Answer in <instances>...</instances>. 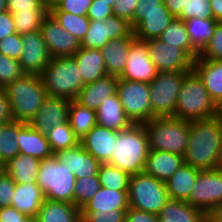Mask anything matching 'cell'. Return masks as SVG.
<instances>
[{"label": "cell", "mask_w": 222, "mask_h": 222, "mask_svg": "<svg viewBox=\"0 0 222 222\" xmlns=\"http://www.w3.org/2000/svg\"><path fill=\"white\" fill-rule=\"evenodd\" d=\"M222 120L210 119L190 121V130L184 163L199 170L222 167Z\"/></svg>", "instance_id": "6da1fadb"}, {"label": "cell", "mask_w": 222, "mask_h": 222, "mask_svg": "<svg viewBox=\"0 0 222 222\" xmlns=\"http://www.w3.org/2000/svg\"><path fill=\"white\" fill-rule=\"evenodd\" d=\"M150 151L147 133L143 124H132L117 132L111 159L107 162L130 176L144 171Z\"/></svg>", "instance_id": "7a4b0ae2"}, {"label": "cell", "mask_w": 222, "mask_h": 222, "mask_svg": "<svg viewBox=\"0 0 222 222\" xmlns=\"http://www.w3.org/2000/svg\"><path fill=\"white\" fill-rule=\"evenodd\" d=\"M8 97L13 119L29 123L48 96L40 75L25 74L3 88Z\"/></svg>", "instance_id": "3957f363"}, {"label": "cell", "mask_w": 222, "mask_h": 222, "mask_svg": "<svg viewBox=\"0 0 222 222\" xmlns=\"http://www.w3.org/2000/svg\"><path fill=\"white\" fill-rule=\"evenodd\" d=\"M40 76L50 97L73 101L84 86L82 74L73 56L51 58Z\"/></svg>", "instance_id": "277c9868"}, {"label": "cell", "mask_w": 222, "mask_h": 222, "mask_svg": "<svg viewBox=\"0 0 222 222\" xmlns=\"http://www.w3.org/2000/svg\"><path fill=\"white\" fill-rule=\"evenodd\" d=\"M150 150L166 151L184 156L190 121L172 116L155 117L143 123Z\"/></svg>", "instance_id": "5b68a950"}, {"label": "cell", "mask_w": 222, "mask_h": 222, "mask_svg": "<svg viewBox=\"0 0 222 222\" xmlns=\"http://www.w3.org/2000/svg\"><path fill=\"white\" fill-rule=\"evenodd\" d=\"M217 116V106L208 95L202 79L192 70L183 80L174 117L183 120L210 119Z\"/></svg>", "instance_id": "8992f818"}, {"label": "cell", "mask_w": 222, "mask_h": 222, "mask_svg": "<svg viewBox=\"0 0 222 222\" xmlns=\"http://www.w3.org/2000/svg\"><path fill=\"white\" fill-rule=\"evenodd\" d=\"M75 181L74 174L55 154L41 160L36 184L42 189L46 199L74 204Z\"/></svg>", "instance_id": "52a82bcc"}, {"label": "cell", "mask_w": 222, "mask_h": 222, "mask_svg": "<svg viewBox=\"0 0 222 222\" xmlns=\"http://www.w3.org/2000/svg\"><path fill=\"white\" fill-rule=\"evenodd\" d=\"M128 200L129 207L158 215L170 198L165 182L142 172L130 176Z\"/></svg>", "instance_id": "ba28073f"}, {"label": "cell", "mask_w": 222, "mask_h": 222, "mask_svg": "<svg viewBox=\"0 0 222 222\" xmlns=\"http://www.w3.org/2000/svg\"><path fill=\"white\" fill-rule=\"evenodd\" d=\"M189 72H158L149 83L153 118L174 117L181 85Z\"/></svg>", "instance_id": "9c48e42d"}, {"label": "cell", "mask_w": 222, "mask_h": 222, "mask_svg": "<svg viewBox=\"0 0 222 222\" xmlns=\"http://www.w3.org/2000/svg\"><path fill=\"white\" fill-rule=\"evenodd\" d=\"M116 93L126 116L133 124H143L153 118L149 83L118 77Z\"/></svg>", "instance_id": "30bf717a"}, {"label": "cell", "mask_w": 222, "mask_h": 222, "mask_svg": "<svg viewBox=\"0 0 222 222\" xmlns=\"http://www.w3.org/2000/svg\"><path fill=\"white\" fill-rule=\"evenodd\" d=\"M187 203L205 214L222 203V167L199 171Z\"/></svg>", "instance_id": "8fae6325"}, {"label": "cell", "mask_w": 222, "mask_h": 222, "mask_svg": "<svg viewBox=\"0 0 222 222\" xmlns=\"http://www.w3.org/2000/svg\"><path fill=\"white\" fill-rule=\"evenodd\" d=\"M151 61L158 72L193 70V59L181 48L167 45L159 38L145 41Z\"/></svg>", "instance_id": "7c38bea8"}, {"label": "cell", "mask_w": 222, "mask_h": 222, "mask_svg": "<svg viewBox=\"0 0 222 222\" xmlns=\"http://www.w3.org/2000/svg\"><path fill=\"white\" fill-rule=\"evenodd\" d=\"M134 37L131 24L122 18L112 15L104 22L90 20L89 29L80 42L81 47L102 49L110 40Z\"/></svg>", "instance_id": "4fadbf2b"}, {"label": "cell", "mask_w": 222, "mask_h": 222, "mask_svg": "<svg viewBox=\"0 0 222 222\" xmlns=\"http://www.w3.org/2000/svg\"><path fill=\"white\" fill-rule=\"evenodd\" d=\"M40 31L51 58L73 56L80 48L77 38L65 30L49 13Z\"/></svg>", "instance_id": "5bb4252c"}, {"label": "cell", "mask_w": 222, "mask_h": 222, "mask_svg": "<svg viewBox=\"0 0 222 222\" xmlns=\"http://www.w3.org/2000/svg\"><path fill=\"white\" fill-rule=\"evenodd\" d=\"M157 73L158 71L149 57L145 41L134 37L130 42L125 68L119 77L131 81L150 83Z\"/></svg>", "instance_id": "9a60e30c"}, {"label": "cell", "mask_w": 222, "mask_h": 222, "mask_svg": "<svg viewBox=\"0 0 222 222\" xmlns=\"http://www.w3.org/2000/svg\"><path fill=\"white\" fill-rule=\"evenodd\" d=\"M20 65L26 74L40 75L51 60L40 30L21 35Z\"/></svg>", "instance_id": "2e32d148"}, {"label": "cell", "mask_w": 222, "mask_h": 222, "mask_svg": "<svg viewBox=\"0 0 222 222\" xmlns=\"http://www.w3.org/2000/svg\"><path fill=\"white\" fill-rule=\"evenodd\" d=\"M70 102L65 98L47 96L29 124L46 135L52 127L68 121Z\"/></svg>", "instance_id": "e0dca14e"}, {"label": "cell", "mask_w": 222, "mask_h": 222, "mask_svg": "<svg viewBox=\"0 0 222 222\" xmlns=\"http://www.w3.org/2000/svg\"><path fill=\"white\" fill-rule=\"evenodd\" d=\"M55 156L61 163L66 164L76 179L98 176L101 163L87 152L80 143L72 148L57 152Z\"/></svg>", "instance_id": "ac0fdd59"}, {"label": "cell", "mask_w": 222, "mask_h": 222, "mask_svg": "<svg viewBox=\"0 0 222 222\" xmlns=\"http://www.w3.org/2000/svg\"><path fill=\"white\" fill-rule=\"evenodd\" d=\"M116 136V131L97 124L80 140V144L100 163H107L111 159Z\"/></svg>", "instance_id": "d6986e66"}, {"label": "cell", "mask_w": 222, "mask_h": 222, "mask_svg": "<svg viewBox=\"0 0 222 222\" xmlns=\"http://www.w3.org/2000/svg\"><path fill=\"white\" fill-rule=\"evenodd\" d=\"M19 154L30 155L44 160L54 155L47 136L36 131L29 123L18 121Z\"/></svg>", "instance_id": "ffe728a7"}, {"label": "cell", "mask_w": 222, "mask_h": 222, "mask_svg": "<svg viewBox=\"0 0 222 222\" xmlns=\"http://www.w3.org/2000/svg\"><path fill=\"white\" fill-rule=\"evenodd\" d=\"M117 84V76L107 75L97 79L93 83L84 85L75 101L83 107L96 111L106 98L116 94Z\"/></svg>", "instance_id": "44dd1931"}, {"label": "cell", "mask_w": 222, "mask_h": 222, "mask_svg": "<svg viewBox=\"0 0 222 222\" xmlns=\"http://www.w3.org/2000/svg\"><path fill=\"white\" fill-rule=\"evenodd\" d=\"M193 70L202 79L215 105H220L222 103V61L197 57L193 61Z\"/></svg>", "instance_id": "7402d4cb"}, {"label": "cell", "mask_w": 222, "mask_h": 222, "mask_svg": "<svg viewBox=\"0 0 222 222\" xmlns=\"http://www.w3.org/2000/svg\"><path fill=\"white\" fill-rule=\"evenodd\" d=\"M183 163L184 158L181 155L150 150L143 172L162 182H166Z\"/></svg>", "instance_id": "603a6c76"}, {"label": "cell", "mask_w": 222, "mask_h": 222, "mask_svg": "<svg viewBox=\"0 0 222 222\" xmlns=\"http://www.w3.org/2000/svg\"><path fill=\"white\" fill-rule=\"evenodd\" d=\"M98 125L116 132L129 128L133 123L126 116L118 94L106 98L96 110Z\"/></svg>", "instance_id": "cb8c5ba5"}, {"label": "cell", "mask_w": 222, "mask_h": 222, "mask_svg": "<svg viewBox=\"0 0 222 222\" xmlns=\"http://www.w3.org/2000/svg\"><path fill=\"white\" fill-rule=\"evenodd\" d=\"M45 199L42 189L36 183L16 184L11 206L26 216L36 218Z\"/></svg>", "instance_id": "d4e9b609"}, {"label": "cell", "mask_w": 222, "mask_h": 222, "mask_svg": "<svg viewBox=\"0 0 222 222\" xmlns=\"http://www.w3.org/2000/svg\"><path fill=\"white\" fill-rule=\"evenodd\" d=\"M73 57L79 66L84 85L108 75L99 49L81 47Z\"/></svg>", "instance_id": "484cf974"}, {"label": "cell", "mask_w": 222, "mask_h": 222, "mask_svg": "<svg viewBox=\"0 0 222 222\" xmlns=\"http://www.w3.org/2000/svg\"><path fill=\"white\" fill-rule=\"evenodd\" d=\"M133 38L112 39L100 49L108 75L119 77L123 73L128 58L130 42Z\"/></svg>", "instance_id": "4316f807"}, {"label": "cell", "mask_w": 222, "mask_h": 222, "mask_svg": "<svg viewBox=\"0 0 222 222\" xmlns=\"http://www.w3.org/2000/svg\"><path fill=\"white\" fill-rule=\"evenodd\" d=\"M199 171V169L183 163L165 182L169 198L187 202Z\"/></svg>", "instance_id": "83f0119b"}, {"label": "cell", "mask_w": 222, "mask_h": 222, "mask_svg": "<svg viewBox=\"0 0 222 222\" xmlns=\"http://www.w3.org/2000/svg\"><path fill=\"white\" fill-rule=\"evenodd\" d=\"M41 160L30 155L18 154L3 165L16 184L36 183Z\"/></svg>", "instance_id": "f1b7e54d"}, {"label": "cell", "mask_w": 222, "mask_h": 222, "mask_svg": "<svg viewBox=\"0 0 222 222\" xmlns=\"http://www.w3.org/2000/svg\"><path fill=\"white\" fill-rule=\"evenodd\" d=\"M174 19L169 11L141 13V22L133 29L134 37L144 41L159 38Z\"/></svg>", "instance_id": "f546056e"}, {"label": "cell", "mask_w": 222, "mask_h": 222, "mask_svg": "<svg viewBox=\"0 0 222 222\" xmlns=\"http://www.w3.org/2000/svg\"><path fill=\"white\" fill-rule=\"evenodd\" d=\"M128 191H117L101 187L80 211L110 212L128 210Z\"/></svg>", "instance_id": "4dcf8cb0"}, {"label": "cell", "mask_w": 222, "mask_h": 222, "mask_svg": "<svg viewBox=\"0 0 222 222\" xmlns=\"http://www.w3.org/2000/svg\"><path fill=\"white\" fill-rule=\"evenodd\" d=\"M37 222H82L81 211L72 203L45 199L37 214Z\"/></svg>", "instance_id": "1f68e13d"}, {"label": "cell", "mask_w": 222, "mask_h": 222, "mask_svg": "<svg viewBox=\"0 0 222 222\" xmlns=\"http://www.w3.org/2000/svg\"><path fill=\"white\" fill-rule=\"evenodd\" d=\"M159 222H202L206 214L185 201L169 200L158 213Z\"/></svg>", "instance_id": "d6a6232c"}, {"label": "cell", "mask_w": 222, "mask_h": 222, "mask_svg": "<svg viewBox=\"0 0 222 222\" xmlns=\"http://www.w3.org/2000/svg\"><path fill=\"white\" fill-rule=\"evenodd\" d=\"M167 45L183 49L193 60L199 56V52L192 46L185 21L175 18L159 37Z\"/></svg>", "instance_id": "836d02e7"}, {"label": "cell", "mask_w": 222, "mask_h": 222, "mask_svg": "<svg viewBox=\"0 0 222 222\" xmlns=\"http://www.w3.org/2000/svg\"><path fill=\"white\" fill-rule=\"evenodd\" d=\"M68 121L74 135L79 141L94 127L96 122V111L81 106L75 100L70 102Z\"/></svg>", "instance_id": "e575fe53"}, {"label": "cell", "mask_w": 222, "mask_h": 222, "mask_svg": "<svg viewBox=\"0 0 222 222\" xmlns=\"http://www.w3.org/2000/svg\"><path fill=\"white\" fill-rule=\"evenodd\" d=\"M185 25L192 46L200 53L211 40L217 21L210 18H190L185 21Z\"/></svg>", "instance_id": "d590c367"}, {"label": "cell", "mask_w": 222, "mask_h": 222, "mask_svg": "<svg viewBox=\"0 0 222 222\" xmlns=\"http://www.w3.org/2000/svg\"><path fill=\"white\" fill-rule=\"evenodd\" d=\"M18 121L4 123L0 130V163L4 165L19 154Z\"/></svg>", "instance_id": "8d00e7d4"}, {"label": "cell", "mask_w": 222, "mask_h": 222, "mask_svg": "<svg viewBox=\"0 0 222 222\" xmlns=\"http://www.w3.org/2000/svg\"><path fill=\"white\" fill-rule=\"evenodd\" d=\"M49 13L61 27L73 34L79 42L83 40L90 26V20L87 16L73 15L61 10H49Z\"/></svg>", "instance_id": "74e56055"}, {"label": "cell", "mask_w": 222, "mask_h": 222, "mask_svg": "<svg viewBox=\"0 0 222 222\" xmlns=\"http://www.w3.org/2000/svg\"><path fill=\"white\" fill-rule=\"evenodd\" d=\"M12 14L17 34L23 35L40 30L44 18L49 14V8H35L32 12H10Z\"/></svg>", "instance_id": "f35d334b"}, {"label": "cell", "mask_w": 222, "mask_h": 222, "mask_svg": "<svg viewBox=\"0 0 222 222\" xmlns=\"http://www.w3.org/2000/svg\"><path fill=\"white\" fill-rule=\"evenodd\" d=\"M98 177L101 187L128 191L130 175L108 163H101L98 169Z\"/></svg>", "instance_id": "ab89813d"}, {"label": "cell", "mask_w": 222, "mask_h": 222, "mask_svg": "<svg viewBox=\"0 0 222 222\" xmlns=\"http://www.w3.org/2000/svg\"><path fill=\"white\" fill-rule=\"evenodd\" d=\"M46 136L54 154L61 150L77 146L80 143L79 139L74 135L69 121L52 127Z\"/></svg>", "instance_id": "60d3db41"}, {"label": "cell", "mask_w": 222, "mask_h": 222, "mask_svg": "<svg viewBox=\"0 0 222 222\" xmlns=\"http://www.w3.org/2000/svg\"><path fill=\"white\" fill-rule=\"evenodd\" d=\"M101 188L98 176L76 179L74 185V205L81 209Z\"/></svg>", "instance_id": "b9f144b4"}, {"label": "cell", "mask_w": 222, "mask_h": 222, "mask_svg": "<svg viewBox=\"0 0 222 222\" xmlns=\"http://www.w3.org/2000/svg\"><path fill=\"white\" fill-rule=\"evenodd\" d=\"M25 74L18 60L0 53V89Z\"/></svg>", "instance_id": "7bdbcfd3"}, {"label": "cell", "mask_w": 222, "mask_h": 222, "mask_svg": "<svg viewBox=\"0 0 222 222\" xmlns=\"http://www.w3.org/2000/svg\"><path fill=\"white\" fill-rule=\"evenodd\" d=\"M190 18L214 19L210 7V0H188L186 11H182L178 19L186 21Z\"/></svg>", "instance_id": "ee69618b"}, {"label": "cell", "mask_w": 222, "mask_h": 222, "mask_svg": "<svg viewBox=\"0 0 222 222\" xmlns=\"http://www.w3.org/2000/svg\"><path fill=\"white\" fill-rule=\"evenodd\" d=\"M198 58L222 61V22H217L211 40L199 53Z\"/></svg>", "instance_id": "f6af8a7d"}, {"label": "cell", "mask_w": 222, "mask_h": 222, "mask_svg": "<svg viewBox=\"0 0 222 222\" xmlns=\"http://www.w3.org/2000/svg\"><path fill=\"white\" fill-rule=\"evenodd\" d=\"M93 0H55L49 5V10H61L73 15L87 16Z\"/></svg>", "instance_id": "bcb514c9"}, {"label": "cell", "mask_w": 222, "mask_h": 222, "mask_svg": "<svg viewBox=\"0 0 222 222\" xmlns=\"http://www.w3.org/2000/svg\"><path fill=\"white\" fill-rule=\"evenodd\" d=\"M127 210L81 211L82 222H125Z\"/></svg>", "instance_id": "7dc6e473"}, {"label": "cell", "mask_w": 222, "mask_h": 222, "mask_svg": "<svg viewBox=\"0 0 222 222\" xmlns=\"http://www.w3.org/2000/svg\"><path fill=\"white\" fill-rule=\"evenodd\" d=\"M152 11L169 10L164 5L163 0H138L132 19V29H134L141 22V13H150Z\"/></svg>", "instance_id": "c3c4849f"}, {"label": "cell", "mask_w": 222, "mask_h": 222, "mask_svg": "<svg viewBox=\"0 0 222 222\" xmlns=\"http://www.w3.org/2000/svg\"><path fill=\"white\" fill-rule=\"evenodd\" d=\"M23 45L21 35L14 33L0 41V53L10 58L19 60Z\"/></svg>", "instance_id": "681fc988"}, {"label": "cell", "mask_w": 222, "mask_h": 222, "mask_svg": "<svg viewBox=\"0 0 222 222\" xmlns=\"http://www.w3.org/2000/svg\"><path fill=\"white\" fill-rule=\"evenodd\" d=\"M16 183L3 169H0V208L11 206Z\"/></svg>", "instance_id": "f907efd6"}, {"label": "cell", "mask_w": 222, "mask_h": 222, "mask_svg": "<svg viewBox=\"0 0 222 222\" xmlns=\"http://www.w3.org/2000/svg\"><path fill=\"white\" fill-rule=\"evenodd\" d=\"M138 0H116L113 6V15L127 20L132 27V19Z\"/></svg>", "instance_id": "816d5d0a"}, {"label": "cell", "mask_w": 222, "mask_h": 222, "mask_svg": "<svg viewBox=\"0 0 222 222\" xmlns=\"http://www.w3.org/2000/svg\"><path fill=\"white\" fill-rule=\"evenodd\" d=\"M9 12H32L35 8H49L42 0H7Z\"/></svg>", "instance_id": "f5cc1de1"}, {"label": "cell", "mask_w": 222, "mask_h": 222, "mask_svg": "<svg viewBox=\"0 0 222 222\" xmlns=\"http://www.w3.org/2000/svg\"><path fill=\"white\" fill-rule=\"evenodd\" d=\"M113 15V9L109 3L97 2L93 0L87 13L89 20L104 22L108 17Z\"/></svg>", "instance_id": "db71d44e"}, {"label": "cell", "mask_w": 222, "mask_h": 222, "mask_svg": "<svg viewBox=\"0 0 222 222\" xmlns=\"http://www.w3.org/2000/svg\"><path fill=\"white\" fill-rule=\"evenodd\" d=\"M125 222H159V217L156 214L129 207L126 211Z\"/></svg>", "instance_id": "11a10c76"}, {"label": "cell", "mask_w": 222, "mask_h": 222, "mask_svg": "<svg viewBox=\"0 0 222 222\" xmlns=\"http://www.w3.org/2000/svg\"><path fill=\"white\" fill-rule=\"evenodd\" d=\"M16 33L12 14L7 10L0 13V41Z\"/></svg>", "instance_id": "9f6ffc18"}, {"label": "cell", "mask_w": 222, "mask_h": 222, "mask_svg": "<svg viewBox=\"0 0 222 222\" xmlns=\"http://www.w3.org/2000/svg\"><path fill=\"white\" fill-rule=\"evenodd\" d=\"M25 216L13 206L0 208V222H20Z\"/></svg>", "instance_id": "6f0895ef"}, {"label": "cell", "mask_w": 222, "mask_h": 222, "mask_svg": "<svg viewBox=\"0 0 222 222\" xmlns=\"http://www.w3.org/2000/svg\"><path fill=\"white\" fill-rule=\"evenodd\" d=\"M14 120L10 108V103L6 93L0 89V122L7 123Z\"/></svg>", "instance_id": "680465c9"}, {"label": "cell", "mask_w": 222, "mask_h": 222, "mask_svg": "<svg viewBox=\"0 0 222 222\" xmlns=\"http://www.w3.org/2000/svg\"><path fill=\"white\" fill-rule=\"evenodd\" d=\"M187 2L188 0H163L164 5L175 18H178L182 11H186Z\"/></svg>", "instance_id": "91938a15"}, {"label": "cell", "mask_w": 222, "mask_h": 222, "mask_svg": "<svg viewBox=\"0 0 222 222\" xmlns=\"http://www.w3.org/2000/svg\"><path fill=\"white\" fill-rule=\"evenodd\" d=\"M210 7L213 18L217 22H222V0H210Z\"/></svg>", "instance_id": "94428289"}, {"label": "cell", "mask_w": 222, "mask_h": 222, "mask_svg": "<svg viewBox=\"0 0 222 222\" xmlns=\"http://www.w3.org/2000/svg\"><path fill=\"white\" fill-rule=\"evenodd\" d=\"M210 222H222V203L214 206L207 214Z\"/></svg>", "instance_id": "6125c7cd"}, {"label": "cell", "mask_w": 222, "mask_h": 222, "mask_svg": "<svg viewBox=\"0 0 222 222\" xmlns=\"http://www.w3.org/2000/svg\"><path fill=\"white\" fill-rule=\"evenodd\" d=\"M8 10V2L7 0H0V13Z\"/></svg>", "instance_id": "be15d7a7"}, {"label": "cell", "mask_w": 222, "mask_h": 222, "mask_svg": "<svg viewBox=\"0 0 222 222\" xmlns=\"http://www.w3.org/2000/svg\"><path fill=\"white\" fill-rule=\"evenodd\" d=\"M20 222H37V219L35 217L25 216Z\"/></svg>", "instance_id": "e7e4bbea"}, {"label": "cell", "mask_w": 222, "mask_h": 222, "mask_svg": "<svg viewBox=\"0 0 222 222\" xmlns=\"http://www.w3.org/2000/svg\"><path fill=\"white\" fill-rule=\"evenodd\" d=\"M116 0H97V2L109 3V6L113 9Z\"/></svg>", "instance_id": "03108f58"}, {"label": "cell", "mask_w": 222, "mask_h": 222, "mask_svg": "<svg viewBox=\"0 0 222 222\" xmlns=\"http://www.w3.org/2000/svg\"><path fill=\"white\" fill-rule=\"evenodd\" d=\"M217 116L222 120V103L217 106Z\"/></svg>", "instance_id": "003e7915"}, {"label": "cell", "mask_w": 222, "mask_h": 222, "mask_svg": "<svg viewBox=\"0 0 222 222\" xmlns=\"http://www.w3.org/2000/svg\"><path fill=\"white\" fill-rule=\"evenodd\" d=\"M43 2H45L48 5H51L54 3L55 0H42Z\"/></svg>", "instance_id": "a7ac6f4b"}, {"label": "cell", "mask_w": 222, "mask_h": 222, "mask_svg": "<svg viewBox=\"0 0 222 222\" xmlns=\"http://www.w3.org/2000/svg\"><path fill=\"white\" fill-rule=\"evenodd\" d=\"M3 124H4L3 122H0V130H1L2 126H3Z\"/></svg>", "instance_id": "89a4df30"}, {"label": "cell", "mask_w": 222, "mask_h": 222, "mask_svg": "<svg viewBox=\"0 0 222 222\" xmlns=\"http://www.w3.org/2000/svg\"><path fill=\"white\" fill-rule=\"evenodd\" d=\"M202 222H210L207 218L204 220V221H202Z\"/></svg>", "instance_id": "2644e50d"}]
</instances>
